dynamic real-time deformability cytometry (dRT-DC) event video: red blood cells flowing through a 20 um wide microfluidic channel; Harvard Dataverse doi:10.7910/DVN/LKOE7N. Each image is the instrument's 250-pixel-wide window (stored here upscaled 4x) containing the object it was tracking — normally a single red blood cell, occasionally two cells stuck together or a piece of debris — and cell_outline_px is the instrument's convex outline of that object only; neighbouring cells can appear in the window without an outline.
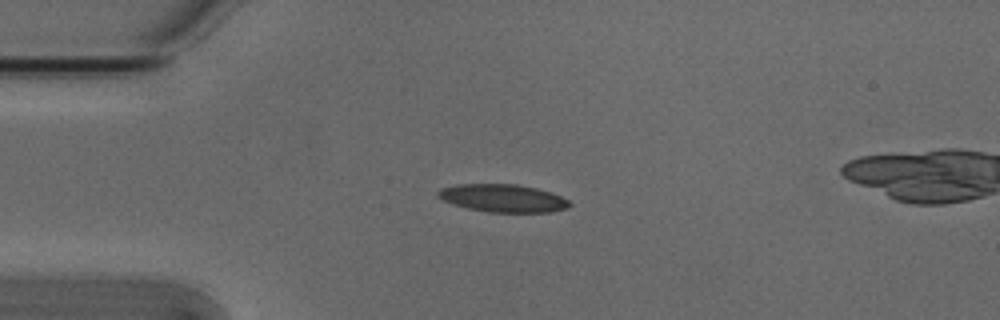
{"species": "Egyptian fruit bat (a non-hibernating species)", "species_latin": "Rousettus aegyptiacus", "temperature_condition": "cold", "stored_images_in_passage": 5, "camera_frame_rate_fps": 3000, "um_per_image_px": 0.085, "animal": {"sex": "male"}, "frame": {"image": 1, "passage_image": 1, "time_ms": 0.0, "image_size_px": [1000, 320], "cell_outline_px": [[572, 204], [568, 208], [548, 212], [488, 212], [468, 208], [452, 204], [436, 196], [436, 192], [440, 188], [456, 184], [516, 184], [536, 188], [560, 196], [568, 200]], "centroid_in_image_um": [42.71, 16.84], "position_along_channel_um": 42.3, "area_um2": 21.27}}
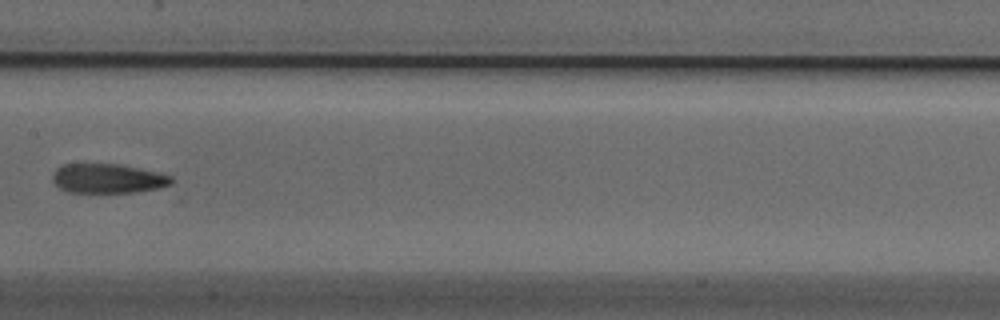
{"frame": {"image": 2, "passage_image": 5, "time_ms": 1.333, "image_size_px": [1000, 320], "cell_outline_px": [[176, 180], [172, 184], [160, 188], [136, 192], [68, 192], [60, 188], [52, 180], [52, 172], [60, 164], [120, 164], [160, 172], [172, 176]], "centroid_in_image_um": [9.2, 15.16], "position_along_channel_um": 198.2, "area_um2": 20.69}}